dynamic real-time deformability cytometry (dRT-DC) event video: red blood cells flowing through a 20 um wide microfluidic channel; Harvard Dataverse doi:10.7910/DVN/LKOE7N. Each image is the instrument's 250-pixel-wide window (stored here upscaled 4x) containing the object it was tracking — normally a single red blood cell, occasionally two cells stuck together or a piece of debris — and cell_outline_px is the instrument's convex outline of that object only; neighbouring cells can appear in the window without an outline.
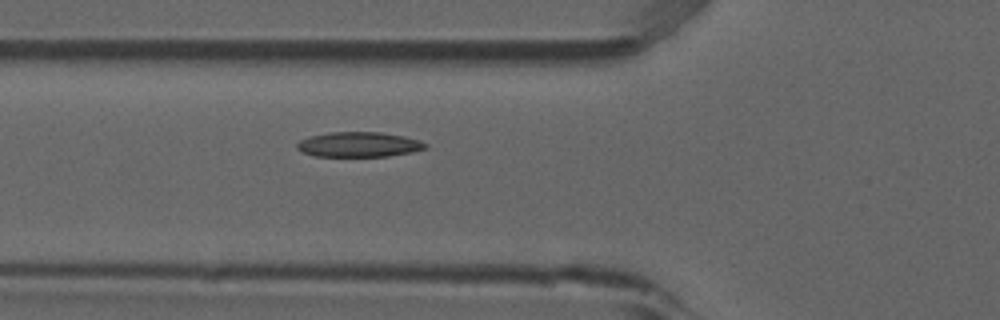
{"species": "common noctule bat (a hibernating species)", "species_latin": "Nyctalus noctula", "temperature_condition": "room temperature", "stored_images_in_passage": 4, "camera_frame_rate_fps": 3000, "um_per_image_px": 0.085, "animal": {"sex": "male", "forearm_length_mm": 52.5}, "frame": {"image": 1, "passage_image": 4, "time_ms": 1.0, "image_size_px": [1000, 320], "cell_outline_px": [[428, 148], [412, 152], [388, 156], [316, 156], [304, 152], [296, 148], [296, 144], [300, 140], [312, 136], [332, 132], [380, 132], [404, 136], [420, 140], [428, 144]], "centroid_in_image_um": [30.56, 12.28], "position_along_channel_um": 95.2, "area_um2": 18.61}}